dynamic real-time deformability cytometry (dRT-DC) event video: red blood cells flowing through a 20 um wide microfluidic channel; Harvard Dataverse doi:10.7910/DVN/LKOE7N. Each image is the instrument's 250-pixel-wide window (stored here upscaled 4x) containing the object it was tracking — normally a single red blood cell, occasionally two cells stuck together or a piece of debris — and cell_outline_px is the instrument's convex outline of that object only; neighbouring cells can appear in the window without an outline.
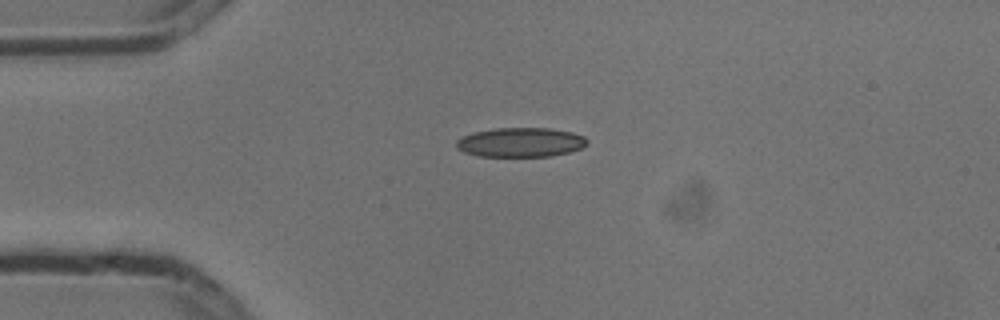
{"species": "common noctule bat (a hibernating species)", "species_latin": "Nyctalus noctula", "temperature_condition": "cold", "stored_images_in_passage": 2, "camera_frame_rate_fps": 3000, "um_per_image_px": 0.085, "animal": {"sex": "male", "body_mass_g": 13.3}, "frame": {"image": 1, "passage_image": 1, "time_ms": 0.0, "image_size_px": [1000, 320], "cell_outline_px": [[588, 144], [580, 148], [568, 152], [552, 156], [476, 156], [464, 152], [456, 148], [456, 140], [464, 136], [476, 132], [496, 128], [548, 128], [572, 132], [584, 136], [588, 140]], "centroid_in_image_um": [44.26, 12.1], "position_along_channel_um": 40.7, "area_um2": 22.31}}